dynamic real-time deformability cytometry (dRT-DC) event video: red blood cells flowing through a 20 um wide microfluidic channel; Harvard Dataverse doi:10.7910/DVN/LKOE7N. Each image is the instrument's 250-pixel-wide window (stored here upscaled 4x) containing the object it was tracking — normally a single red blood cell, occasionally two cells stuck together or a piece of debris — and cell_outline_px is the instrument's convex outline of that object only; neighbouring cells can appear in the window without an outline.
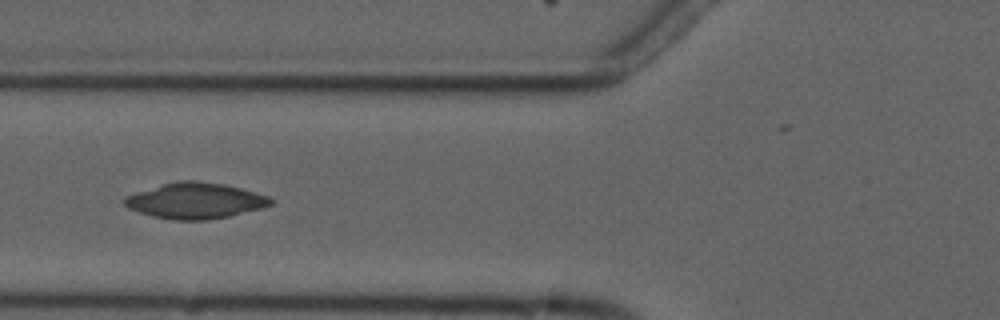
{"species": "common noctule bat (a hibernating species)", "species_latin": "Nyctalus noctula", "temperature_condition": "cold", "stored_images_in_passage": 7, "camera_frame_rate_fps": 3000, "um_per_image_px": 0.085, "animal": {"sex": "male", "forearm_length_mm": 52.5}, "frame": {"image": 1, "passage_image": 5, "time_ms": 4.667, "image_size_px": [1000, 320], "cell_outline_px": [[276, 200], [272, 204], [264, 208], [228, 216], [208, 220], [172, 220], [152, 216], [128, 208], [124, 204], [124, 200], [128, 196], [164, 184], [180, 180], [196, 180], [224, 184], [256, 192], [268, 196]], "centroid_in_image_um": [16.68, 17.07], "position_along_channel_um": 109.1, "area_um2": 30.29}}
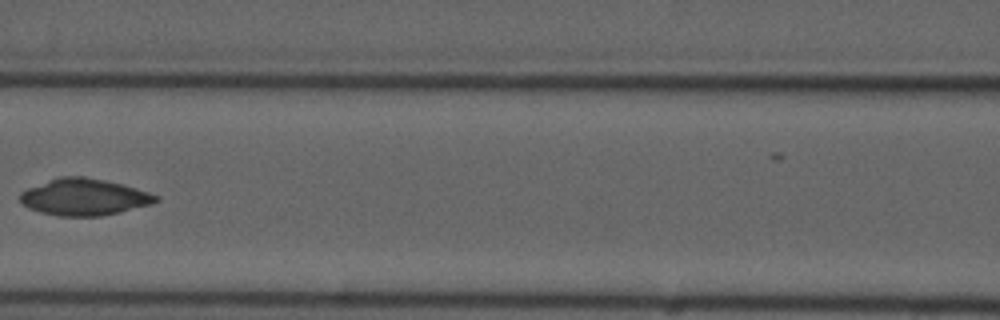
{"frame": {"image": 2, "passage_image": 6, "time_ms": 6.0, "image_size_px": [1000, 320], "cell_outline_px": [[160, 200], [152, 204], [120, 212], [100, 216], [60, 216], [40, 212], [28, 208], [20, 200], [20, 192], [28, 188], [60, 176], [84, 176], [124, 184], [160, 196]], "centroid_in_image_um": [7.18, 16.75], "position_along_channel_um": 159.4, "area_um2": 29.02}}
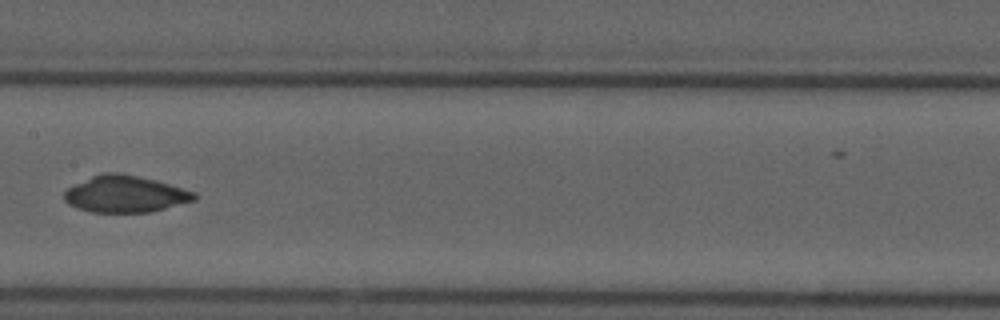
{"frame": {"image": 3, "passage_image": 7, "time_ms": 7.0, "image_size_px": [1000, 320], "cell_outline_px": [[196, 200], [152, 212], [92, 212], [76, 208], [68, 204], [64, 200], [64, 192], [68, 188], [92, 176], [104, 172], [120, 172], [156, 180], [196, 192]], "centroid_in_image_um": [10.65, 16.5], "position_along_channel_um": 196.7, "area_um2": 27.86}}